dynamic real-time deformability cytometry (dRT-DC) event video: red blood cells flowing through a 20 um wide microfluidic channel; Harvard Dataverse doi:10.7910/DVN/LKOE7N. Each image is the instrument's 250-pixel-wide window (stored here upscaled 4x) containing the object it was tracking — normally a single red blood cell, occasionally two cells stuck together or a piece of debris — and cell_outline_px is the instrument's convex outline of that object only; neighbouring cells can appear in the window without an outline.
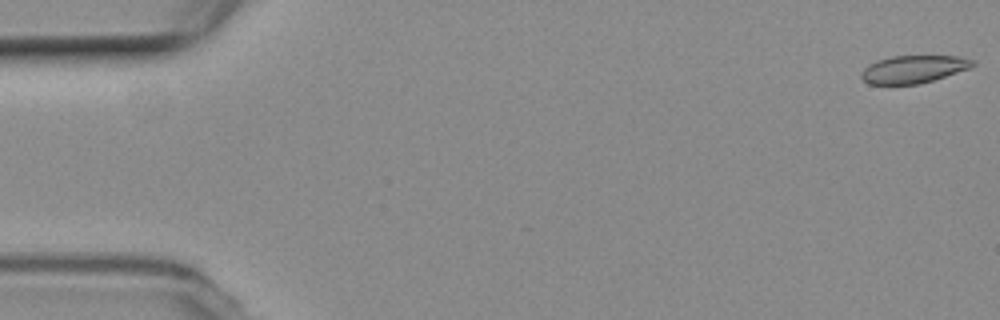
{"species": "common noctule bat (a hibernating species)", "species_latin": "Nyctalus noctula", "temperature_condition": "room temperature", "stored_images_in_passage": 57, "camera_frame_rate_fps": 3000, "um_per_image_px": 0.085, "animal": {"sex": "female", "body_mass_g": 19.3, "forearm_length_mm": 54.1}, "frame": {"image": 1, "passage_image": 1, "time_ms": 0.0, "image_size_px": [1000, 320], "cell_outline_px": [[976, 64], [968, 68], [932, 80], [916, 84], [868, 84], [860, 76], [860, 72], [868, 64], [876, 60], [892, 56], [960, 56], [976, 60]], "centroid_in_image_um": [77.61, 5.87], "position_along_channel_um": 7.4, "area_um2": 17.86}}
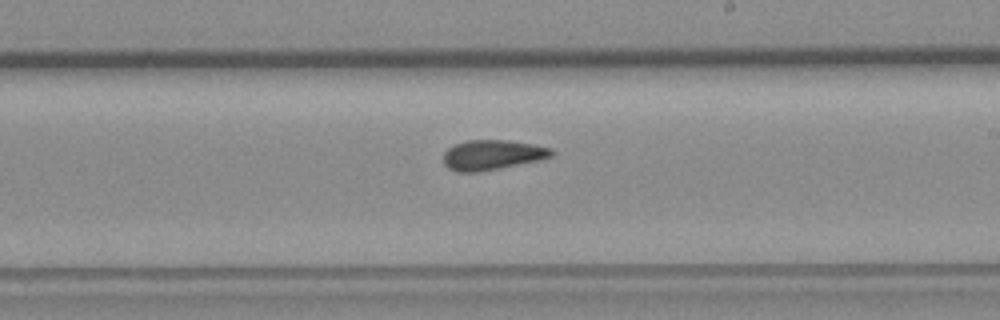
{"frame": {"image": 2, "passage_image": 33, "time_ms": 10.667, "image_size_px": [1000, 320], "cell_outline_px": [[556, 152], [552, 156], [540, 160], [480, 172], [456, 172], [448, 168], [444, 164], [444, 152], [452, 144], [468, 140], [508, 140], [532, 144], [552, 148]], "centroid_in_image_um": [41.84, 13.16], "position_along_channel_um": 247.2, "area_um2": 19.07}}
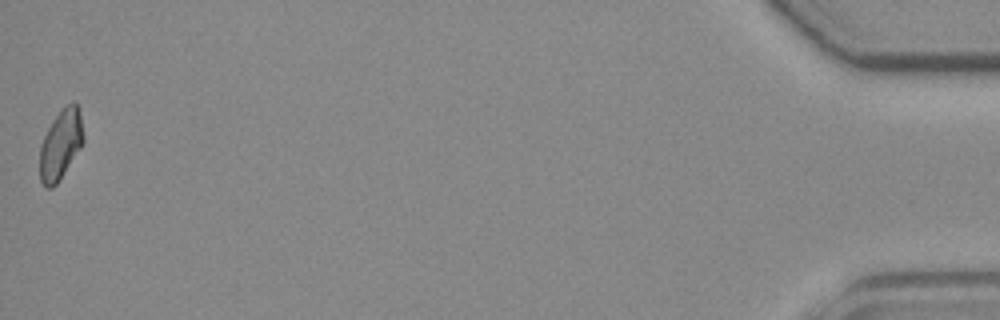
{"frame": {"image": 3, "passage_image": 57, "time_ms": 18.667, "image_size_px": [1000, 320], "cell_outline_px": [[84, 144], [60, 180], [52, 188], [44, 188], [40, 180], [40, 144], [52, 120], [72, 100], [80, 108], [84, 136]], "centroid_in_image_um": [5.18, 12.31], "position_along_channel_um": 430.0, "area_um2": 18.03}, "authors_computed_cell_mechanics": {"area_um2": 18.8428, "velocity_mm_per_s": 3.592, "shape_relaxation_time_tau1_ms": null, "shape_relaxation_time_tau2_ms": 3.8572, "deformation_change_tau1": null, "deformation_change_tau2": 0.086}}